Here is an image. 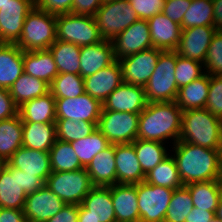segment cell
<instances>
[{
    "instance_id": "cell-1",
    "label": "cell",
    "mask_w": 222,
    "mask_h": 222,
    "mask_svg": "<svg viewBox=\"0 0 222 222\" xmlns=\"http://www.w3.org/2000/svg\"><path fill=\"white\" fill-rule=\"evenodd\" d=\"M183 185L222 180V150L208 149L185 141L170 148Z\"/></svg>"
},
{
    "instance_id": "cell-2",
    "label": "cell",
    "mask_w": 222,
    "mask_h": 222,
    "mask_svg": "<svg viewBox=\"0 0 222 222\" xmlns=\"http://www.w3.org/2000/svg\"><path fill=\"white\" fill-rule=\"evenodd\" d=\"M182 113L175 101L148 102L139 115L137 139L173 146L181 135Z\"/></svg>"
},
{
    "instance_id": "cell-3",
    "label": "cell",
    "mask_w": 222,
    "mask_h": 222,
    "mask_svg": "<svg viewBox=\"0 0 222 222\" xmlns=\"http://www.w3.org/2000/svg\"><path fill=\"white\" fill-rule=\"evenodd\" d=\"M179 141L222 150V119L212 115L206 108L183 111Z\"/></svg>"
},
{
    "instance_id": "cell-4",
    "label": "cell",
    "mask_w": 222,
    "mask_h": 222,
    "mask_svg": "<svg viewBox=\"0 0 222 222\" xmlns=\"http://www.w3.org/2000/svg\"><path fill=\"white\" fill-rule=\"evenodd\" d=\"M45 183L37 176L12 167L0 165V208L23 210L28 194L41 189Z\"/></svg>"
},
{
    "instance_id": "cell-5",
    "label": "cell",
    "mask_w": 222,
    "mask_h": 222,
    "mask_svg": "<svg viewBox=\"0 0 222 222\" xmlns=\"http://www.w3.org/2000/svg\"><path fill=\"white\" fill-rule=\"evenodd\" d=\"M57 15L38 9L27 14L16 45L22 51L46 50L57 40Z\"/></svg>"
},
{
    "instance_id": "cell-6",
    "label": "cell",
    "mask_w": 222,
    "mask_h": 222,
    "mask_svg": "<svg viewBox=\"0 0 222 222\" xmlns=\"http://www.w3.org/2000/svg\"><path fill=\"white\" fill-rule=\"evenodd\" d=\"M176 51H162L159 55L155 70L144 86L148 102L175 101L178 94L175 79Z\"/></svg>"
},
{
    "instance_id": "cell-7",
    "label": "cell",
    "mask_w": 222,
    "mask_h": 222,
    "mask_svg": "<svg viewBox=\"0 0 222 222\" xmlns=\"http://www.w3.org/2000/svg\"><path fill=\"white\" fill-rule=\"evenodd\" d=\"M56 29L57 40L74 43L80 47L100 43L103 40L93 16L59 14Z\"/></svg>"
},
{
    "instance_id": "cell-8",
    "label": "cell",
    "mask_w": 222,
    "mask_h": 222,
    "mask_svg": "<svg viewBox=\"0 0 222 222\" xmlns=\"http://www.w3.org/2000/svg\"><path fill=\"white\" fill-rule=\"evenodd\" d=\"M94 17L102 39L108 41L139 20L128 0L104 2Z\"/></svg>"
},
{
    "instance_id": "cell-9",
    "label": "cell",
    "mask_w": 222,
    "mask_h": 222,
    "mask_svg": "<svg viewBox=\"0 0 222 222\" xmlns=\"http://www.w3.org/2000/svg\"><path fill=\"white\" fill-rule=\"evenodd\" d=\"M45 185L66 204L80 205L94 187L85 168L71 172H52Z\"/></svg>"
},
{
    "instance_id": "cell-10",
    "label": "cell",
    "mask_w": 222,
    "mask_h": 222,
    "mask_svg": "<svg viewBox=\"0 0 222 222\" xmlns=\"http://www.w3.org/2000/svg\"><path fill=\"white\" fill-rule=\"evenodd\" d=\"M139 115L102 110L97 128L110 144H130L137 139Z\"/></svg>"
},
{
    "instance_id": "cell-11",
    "label": "cell",
    "mask_w": 222,
    "mask_h": 222,
    "mask_svg": "<svg viewBox=\"0 0 222 222\" xmlns=\"http://www.w3.org/2000/svg\"><path fill=\"white\" fill-rule=\"evenodd\" d=\"M174 189L148 184H136L140 222H164Z\"/></svg>"
},
{
    "instance_id": "cell-12",
    "label": "cell",
    "mask_w": 222,
    "mask_h": 222,
    "mask_svg": "<svg viewBox=\"0 0 222 222\" xmlns=\"http://www.w3.org/2000/svg\"><path fill=\"white\" fill-rule=\"evenodd\" d=\"M162 50L152 47L119 61L122 69V81L138 86H145L155 70Z\"/></svg>"
},
{
    "instance_id": "cell-13",
    "label": "cell",
    "mask_w": 222,
    "mask_h": 222,
    "mask_svg": "<svg viewBox=\"0 0 222 222\" xmlns=\"http://www.w3.org/2000/svg\"><path fill=\"white\" fill-rule=\"evenodd\" d=\"M35 0H10L0 9V43L16 44Z\"/></svg>"
},
{
    "instance_id": "cell-14",
    "label": "cell",
    "mask_w": 222,
    "mask_h": 222,
    "mask_svg": "<svg viewBox=\"0 0 222 222\" xmlns=\"http://www.w3.org/2000/svg\"><path fill=\"white\" fill-rule=\"evenodd\" d=\"M56 119L99 122L102 103L87 93L75 98H55Z\"/></svg>"
},
{
    "instance_id": "cell-15",
    "label": "cell",
    "mask_w": 222,
    "mask_h": 222,
    "mask_svg": "<svg viewBox=\"0 0 222 222\" xmlns=\"http://www.w3.org/2000/svg\"><path fill=\"white\" fill-rule=\"evenodd\" d=\"M116 60L152 48L151 35L147 20L139 19L131 24L113 40Z\"/></svg>"
},
{
    "instance_id": "cell-16",
    "label": "cell",
    "mask_w": 222,
    "mask_h": 222,
    "mask_svg": "<svg viewBox=\"0 0 222 222\" xmlns=\"http://www.w3.org/2000/svg\"><path fill=\"white\" fill-rule=\"evenodd\" d=\"M65 204L44 185L41 189L27 195L23 213L28 222H46L60 212Z\"/></svg>"
},
{
    "instance_id": "cell-17",
    "label": "cell",
    "mask_w": 222,
    "mask_h": 222,
    "mask_svg": "<svg viewBox=\"0 0 222 222\" xmlns=\"http://www.w3.org/2000/svg\"><path fill=\"white\" fill-rule=\"evenodd\" d=\"M216 31L214 26L192 27L181 30L180 42L176 49L177 54L204 63L210 42Z\"/></svg>"
},
{
    "instance_id": "cell-18",
    "label": "cell",
    "mask_w": 222,
    "mask_h": 222,
    "mask_svg": "<svg viewBox=\"0 0 222 222\" xmlns=\"http://www.w3.org/2000/svg\"><path fill=\"white\" fill-rule=\"evenodd\" d=\"M143 86L122 83L102 103V110L140 114L147 106Z\"/></svg>"
},
{
    "instance_id": "cell-19",
    "label": "cell",
    "mask_w": 222,
    "mask_h": 222,
    "mask_svg": "<svg viewBox=\"0 0 222 222\" xmlns=\"http://www.w3.org/2000/svg\"><path fill=\"white\" fill-rule=\"evenodd\" d=\"M85 93L103 103L122 81V69L118 60L96 73L84 77Z\"/></svg>"
},
{
    "instance_id": "cell-20",
    "label": "cell",
    "mask_w": 222,
    "mask_h": 222,
    "mask_svg": "<svg viewBox=\"0 0 222 222\" xmlns=\"http://www.w3.org/2000/svg\"><path fill=\"white\" fill-rule=\"evenodd\" d=\"M7 162L14 168L39 177L44 183L52 173L50 156L47 151H38L22 146Z\"/></svg>"
},
{
    "instance_id": "cell-21",
    "label": "cell",
    "mask_w": 222,
    "mask_h": 222,
    "mask_svg": "<svg viewBox=\"0 0 222 222\" xmlns=\"http://www.w3.org/2000/svg\"><path fill=\"white\" fill-rule=\"evenodd\" d=\"M152 46L162 51H176L181 36V26L162 12L147 20Z\"/></svg>"
},
{
    "instance_id": "cell-22",
    "label": "cell",
    "mask_w": 222,
    "mask_h": 222,
    "mask_svg": "<svg viewBox=\"0 0 222 222\" xmlns=\"http://www.w3.org/2000/svg\"><path fill=\"white\" fill-rule=\"evenodd\" d=\"M115 61L112 41L102 40L100 43L81 46L80 75L83 78L90 76Z\"/></svg>"
},
{
    "instance_id": "cell-23",
    "label": "cell",
    "mask_w": 222,
    "mask_h": 222,
    "mask_svg": "<svg viewBox=\"0 0 222 222\" xmlns=\"http://www.w3.org/2000/svg\"><path fill=\"white\" fill-rule=\"evenodd\" d=\"M116 184H138L145 181L134 146L115 144Z\"/></svg>"
},
{
    "instance_id": "cell-24",
    "label": "cell",
    "mask_w": 222,
    "mask_h": 222,
    "mask_svg": "<svg viewBox=\"0 0 222 222\" xmlns=\"http://www.w3.org/2000/svg\"><path fill=\"white\" fill-rule=\"evenodd\" d=\"M116 222H140L136 184L110 186Z\"/></svg>"
},
{
    "instance_id": "cell-25",
    "label": "cell",
    "mask_w": 222,
    "mask_h": 222,
    "mask_svg": "<svg viewBox=\"0 0 222 222\" xmlns=\"http://www.w3.org/2000/svg\"><path fill=\"white\" fill-rule=\"evenodd\" d=\"M94 186L108 187L116 184L115 144L97 153L85 167Z\"/></svg>"
},
{
    "instance_id": "cell-26",
    "label": "cell",
    "mask_w": 222,
    "mask_h": 222,
    "mask_svg": "<svg viewBox=\"0 0 222 222\" xmlns=\"http://www.w3.org/2000/svg\"><path fill=\"white\" fill-rule=\"evenodd\" d=\"M81 204L85 207V217H92L97 222H116L110 186H94Z\"/></svg>"
},
{
    "instance_id": "cell-27",
    "label": "cell",
    "mask_w": 222,
    "mask_h": 222,
    "mask_svg": "<svg viewBox=\"0 0 222 222\" xmlns=\"http://www.w3.org/2000/svg\"><path fill=\"white\" fill-rule=\"evenodd\" d=\"M23 73V51L16 44L0 43V88L9 89Z\"/></svg>"
},
{
    "instance_id": "cell-28",
    "label": "cell",
    "mask_w": 222,
    "mask_h": 222,
    "mask_svg": "<svg viewBox=\"0 0 222 222\" xmlns=\"http://www.w3.org/2000/svg\"><path fill=\"white\" fill-rule=\"evenodd\" d=\"M24 73L44 80L49 85L58 74L57 65L49 49L23 51Z\"/></svg>"
},
{
    "instance_id": "cell-29",
    "label": "cell",
    "mask_w": 222,
    "mask_h": 222,
    "mask_svg": "<svg viewBox=\"0 0 222 222\" xmlns=\"http://www.w3.org/2000/svg\"><path fill=\"white\" fill-rule=\"evenodd\" d=\"M22 122L55 123L56 101L48 92L46 95L24 102L18 108Z\"/></svg>"
},
{
    "instance_id": "cell-30",
    "label": "cell",
    "mask_w": 222,
    "mask_h": 222,
    "mask_svg": "<svg viewBox=\"0 0 222 222\" xmlns=\"http://www.w3.org/2000/svg\"><path fill=\"white\" fill-rule=\"evenodd\" d=\"M22 146L49 152L57 140L55 123L22 122Z\"/></svg>"
},
{
    "instance_id": "cell-31",
    "label": "cell",
    "mask_w": 222,
    "mask_h": 222,
    "mask_svg": "<svg viewBox=\"0 0 222 222\" xmlns=\"http://www.w3.org/2000/svg\"><path fill=\"white\" fill-rule=\"evenodd\" d=\"M210 75L205 73L200 78L193 80L178 89L176 104L183 110L205 108L208 99Z\"/></svg>"
},
{
    "instance_id": "cell-32",
    "label": "cell",
    "mask_w": 222,
    "mask_h": 222,
    "mask_svg": "<svg viewBox=\"0 0 222 222\" xmlns=\"http://www.w3.org/2000/svg\"><path fill=\"white\" fill-rule=\"evenodd\" d=\"M23 125L19 113L0 121V162H7L22 147Z\"/></svg>"
},
{
    "instance_id": "cell-33",
    "label": "cell",
    "mask_w": 222,
    "mask_h": 222,
    "mask_svg": "<svg viewBox=\"0 0 222 222\" xmlns=\"http://www.w3.org/2000/svg\"><path fill=\"white\" fill-rule=\"evenodd\" d=\"M185 187L191 194L194 207L216 213L222 195V180L194 182Z\"/></svg>"
},
{
    "instance_id": "cell-34",
    "label": "cell",
    "mask_w": 222,
    "mask_h": 222,
    "mask_svg": "<svg viewBox=\"0 0 222 222\" xmlns=\"http://www.w3.org/2000/svg\"><path fill=\"white\" fill-rule=\"evenodd\" d=\"M141 169L147 175L170 154V146L159 141L136 139L133 143Z\"/></svg>"
},
{
    "instance_id": "cell-35",
    "label": "cell",
    "mask_w": 222,
    "mask_h": 222,
    "mask_svg": "<svg viewBox=\"0 0 222 222\" xmlns=\"http://www.w3.org/2000/svg\"><path fill=\"white\" fill-rule=\"evenodd\" d=\"M50 92V85L44 80L23 73L9 88L14 103L19 107L24 102Z\"/></svg>"
},
{
    "instance_id": "cell-36",
    "label": "cell",
    "mask_w": 222,
    "mask_h": 222,
    "mask_svg": "<svg viewBox=\"0 0 222 222\" xmlns=\"http://www.w3.org/2000/svg\"><path fill=\"white\" fill-rule=\"evenodd\" d=\"M80 46L56 40L49 50L54 57L58 73L80 75Z\"/></svg>"
},
{
    "instance_id": "cell-37",
    "label": "cell",
    "mask_w": 222,
    "mask_h": 222,
    "mask_svg": "<svg viewBox=\"0 0 222 222\" xmlns=\"http://www.w3.org/2000/svg\"><path fill=\"white\" fill-rule=\"evenodd\" d=\"M145 181L148 184L170 189L184 186L179 176L176 161L171 153L146 175Z\"/></svg>"
},
{
    "instance_id": "cell-38",
    "label": "cell",
    "mask_w": 222,
    "mask_h": 222,
    "mask_svg": "<svg viewBox=\"0 0 222 222\" xmlns=\"http://www.w3.org/2000/svg\"><path fill=\"white\" fill-rule=\"evenodd\" d=\"M52 172H71L85 168L69 142L56 140L49 150Z\"/></svg>"
},
{
    "instance_id": "cell-39",
    "label": "cell",
    "mask_w": 222,
    "mask_h": 222,
    "mask_svg": "<svg viewBox=\"0 0 222 222\" xmlns=\"http://www.w3.org/2000/svg\"><path fill=\"white\" fill-rule=\"evenodd\" d=\"M181 30L214 26V8L210 0H191L189 9L183 16Z\"/></svg>"
},
{
    "instance_id": "cell-40",
    "label": "cell",
    "mask_w": 222,
    "mask_h": 222,
    "mask_svg": "<svg viewBox=\"0 0 222 222\" xmlns=\"http://www.w3.org/2000/svg\"><path fill=\"white\" fill-rule=\"evenodd\" d=\"M98 122L73 121L70 119H56L57 139L63 142H73L85 138L95 132Z\"/></svg>"
},
{
    "instance_id": "cell-41",
    "label": "cell",
    "mask_w": 222,
    "mask_h": 222,
    "mask_svg": "<svg viewBox=\"0 0 222 222\" xmlns=\"http://www.w3.org/2000/svg\"><path fill=\"white\" fill-rule=\"evenodd\" d=\"M80 163L86 167L92 158L110 145L107 138L97 129L85 138L70 142Z\"/></svg>"
},
{
    "instance_id": "cell-42",
    "label": "cell",
    "mask_w": 222,
    "mask_h": 222,
    "mask_svg": "<svg viewBox=\"0 0 222 222\" xmlns=\"http://www.w3.org/2000/svg\"><path fill=\"white\" fill-rule=\"evenodd\" d=\"M50 93L54 98H75L83 95V77L72 73H58L50 84Z\"/></svg>"
},
{
    "instance_id": "cell-43",
    "label": "cell",
    "mask_w": 222,
    "mask_h": 222,
    "mask_svg": "<svg viewBox=\"0 0 222 222\" xmlns=\"http://www.w3.org/2000/svg\"><path fill=\"white\" fill-rule=\"evenodd\" d=\"M193 207L191 194L185 186L174 189L164 222H185Z\"/></svg>"
},
{
    "instance_id": "cell-44",
    "label": "cell",
    "mask_w": 222,
    "mask_h": 222,
    "mask_svg": "<svg viewBox=\"0 0 222 222\" xmlns=\"http://www.w3.org/2000/svg\"><path fill=\"white\" fill-rule=\"evenodd\" d=\"M205 74L204 64L193 60L187 59L177 54L175 66V79L177 87L180 88L189 84Z\"/></svg>"
},
{
    "instance_id": "cell-45",
    "label": "cell",
    "mask_w": 222,
    "mask_h": 222,
    "mask_svg": "<svg viewBox=\"0 0 222 222\" xmlns=\"http://www.w3.org/2000/svg\"><path fill=\"white\" fill-rule=\"evenodd\" d=\"M203 64L205 73L211 76L222 75V31L214 34Z\"/></svg>"
},
{
    "instance_id": "cell-46",
    "label": "cell",
    "mask_w": 222,
    "mask_h": 222,
    "mask_svg": "<svg viewBox=\"0 0 222 222\" xmlns=\"http://www.w3.org/2000/svg\"><path fill=\"white\" fill-rule=\"evenodd\" d=\"M205 108L214 116L222 119V75L211 76L208 99Z\"/></svg>"
},
{
    "instance_id": "cell-47",
    "label": "cell",
    "mask_w": 222,
    "mask_h": 222,
    "mask_svg": "<svg viewBox=\"0 0 222 222\" xmlns=\"http://www.w3.org/2000/svg\"><path fill=\"white\" fill-rule=\"evenodd\" d=\"M166 0H128L139 19L148 20L163 11Z\"/></svg>"
},
{
    "instance_id": "cell-48",
    "label": "cell",
    "mask_w": 222,
    "mask_h": 222,
    "mask_svg": "<svg viewBox=\"0 0 222 222\" xmlns=\"http://www.w3.org/2000/svg\"><path fill=\"white\" fill-rule=\"evenodd\" d=\"M191 0H166L162 13L172 21L182 24V19L189 9Z\"/></svg>"
},
{
    "instance_id": "cell-49",
    "label": "cell",
    "mask_w": 222,
    "mask_h": 222,
    "mask_svg": "<svg viewBox=\"0 0 222 222\" xmlns=\"http://www.w3.org/2000/svg\"><path fill=\"white\" fill-rule=\"evenodd\" d=\"M73 0H35V6L48 13L59 15L72 13Z\"/></svg>"
},
{
    "instance_id": "cell-50",
    "label": "cell",
    "mask_w": 222,
    "mask_h": 222,
    "mask_svg": "<svg viewBox=\"0 0 222 222\" xmlns=\"http://www.w3.org/2000/svg\"><path fill=\"white\" fill-rule=\"evenodd\" d=\"M18 108L9 93V89L0 88V121L16 116Z\"/></svg>"
},
{
    "instance_id": "cell-51",
    "label": "cell",
    "mask_w": 222,
    "mask_h": 222,
    "mask_svg": "<svg viewBox=\"0 0 222 222\" xmlns=\"http://www.w3.org/2000/svg\"><path fill=\"white\" fill-rule=\"evenodd\" d=\"M102 4V0H73L72 14L94 17Z\"/></svg>"
},
{
    "instance_id": "cell-52",
    "label": "cell",
    "mask_w": 222,
    "mask_h": 222,
    "mask_svg": "<svg viewBox=\"0 0 222 222\" xmlns=\"http://www.w3.org/2000/svg\"><path fill=\"white\" fill-rule=\"evenodd\" d=\"M79 205L65 204L60 212L46 222H77Z\"/></svg>"
},
{
    "instance_id": "cell-53",
    "label": "cell",
    "mask_w": 222,
    "mask_h": 222,
    "mask_svg": "<svg viewBox=\"0 0 222 222\" xmlns=\"http://www.w3.org/2000/svg\"><path fill=\"white\" fill-rule=\"evenodd\" d=\"M0 222H28L23 210L0 208Z\"/></svg>"
},
{
    "instance_id": "cell-54",
    "label": "cell",
    "mask_w": 222,
    "mask_h": 222,
    "mask_svg": "<svg viewBox=\"0 0 222 222\" xmlns=\"http://www.w3.org/2000/svg\"><path fill=\"white\" fill-rule=\"evenodd\" d=\"M215 213L193 207V210L186 216L185 222H209Z\"/></svg>"
},
{
    "instance_id": "cell-55",
    "label": "cell",
    "mask_w": 222,
    "mask_h": 222,
    "mask_svg": "<svg viewBox=\"0 0 222 222\" xmlns=\"http://www.w3.org/2000/svg\"><path fill=\"white\" fill-rule=\"evenodd\" d=\"M214 8V27L217 31H222V0L212 1Z\"/></svg>"
},
{
    "instance_id": "cell-56",
    "label": "cell",
    "mask_w": 222,
    "mask_h": 222,
    "mask_svg": "<svg viewBox=\"0 0 222 222\" xmlns=\"http://www.w3.org/2000/svg\"><path fill=\"white\" fill-rule=\"evenodd\" d=\"M77 222H97V221L92 217H85V207L82 204H80Z\"/></svg>"
},
{
    "instance_id": "cell-57",
    "label": "cell",
    "mask_w": 222,
    "mask_h": 222,
    "mask_svg": "<svg viewBox=\"0 0 222 222\" xmlns=\"http://www.w3.org/2000/svg\"><path fill=\"white\" fill-rule=\"evenodd\" d=\"M215 216L222 221V195L219 199Z\"/></svg>"
},
{
    "instance_id": "cell-58",
    "label": "cell",
    "mask_w": 222,
    "mask_h": 222,
    "mask_svg": "<svg viewBox=\"0 0 222 222\" xmlns=\"http://www.w3.org/2000/svg\"><path fill=\"white\" fill-rule=\"evenodd\" d=\"M8 2H10V0H0V9L6 5Z\"/></svg>"
},
{
    "instance_id": "cell-59",
    "label": "cell",
    "mask_w": 222,
    "mask_h": 222,
    "mask_svg": "<svg viewBox=\"0 0 222 222\" xmlns=\"http://www.w3.org/2000/svg\"><path fill=\"white\" fill-rule=\"evenodd\" d=\"M209 222H222V221L218 219L216 216H214Z\"/></svg>"
},
{
    "instance_id": "cell-60",
    "label": "cell",
    "mask_w": 222,
    "mask_h": 222,
    "mask_svg": "<svg viewBox=\"0 0 222 222\" xmlns=\"http://www.w3.org/2000/svg\"><path fill=\"white\" fill-rule=\"evenodd\" d=\"M102 1H103V3H104V2L113 1V0H102Z\"/></svg>"
}]
</instances>
